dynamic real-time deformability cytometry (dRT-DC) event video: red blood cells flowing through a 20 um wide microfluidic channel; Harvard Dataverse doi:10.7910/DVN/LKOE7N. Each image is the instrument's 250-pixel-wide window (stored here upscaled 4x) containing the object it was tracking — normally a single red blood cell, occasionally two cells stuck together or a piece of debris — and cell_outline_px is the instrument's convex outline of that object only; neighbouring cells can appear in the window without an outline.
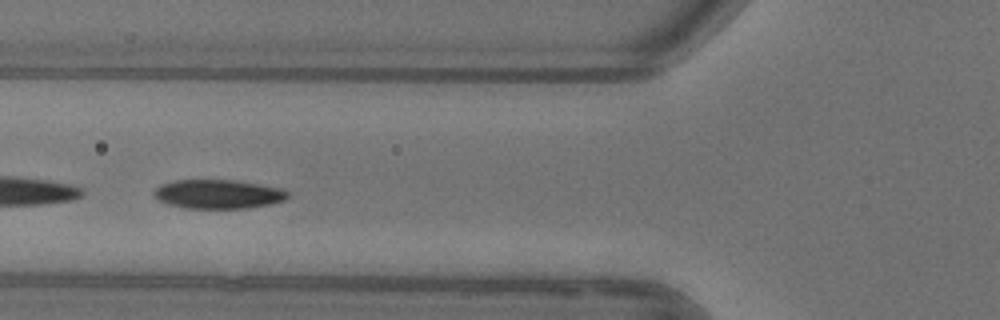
{"species": "common noctule bat (a hibernating species)", "species_latin": "Nyctalus noctula", "temperature_condition": "warm", "stored_images_in_passage": 33, "camera_frame_rate_fps": 3000, "um_per_image_px": 0.085, "animal": {"sex": "female"}, "frame": {"image": 1, "passage_image": 10, "time_ms": 3.0, "image_size_px": [1000, 320], "cell_outline_px": [[288, 196], [284, 200], [268, 204], [248, 208], [184, 208], [168, 204], [156, 200], [152, 192], [160, 184], [172, 180], [236, 180], [284, 188], [288, 192]], "centroid_in_image_um": [18.51, 16.49], "position_along_channel_um": 107.3, "area_um2": 22.83}, "authors_computed_cell_mechanics": {"area_um2": 24.6806, "velocity_mm_per_s": 3.8969, "shape_relaxation_time_tau1_ms": 2.0756, "shape_relaxation_time_tau2_ms": 1.8921, "deformation_change_tau1": 0.1201, "deformation_change_tau2": 0.0389}}